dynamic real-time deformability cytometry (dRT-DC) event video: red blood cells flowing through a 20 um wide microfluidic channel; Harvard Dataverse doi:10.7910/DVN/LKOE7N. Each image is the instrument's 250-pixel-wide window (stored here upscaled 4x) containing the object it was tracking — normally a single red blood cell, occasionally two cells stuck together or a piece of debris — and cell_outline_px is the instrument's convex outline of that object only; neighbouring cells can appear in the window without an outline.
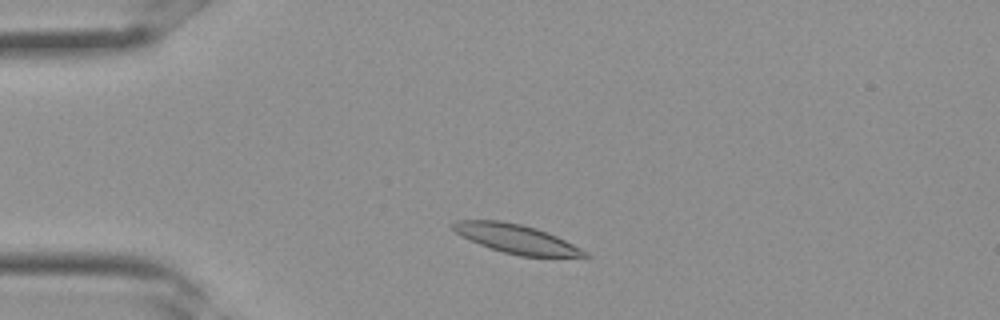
{"species": "Egyptian fruit bat (a non-hibernating species)", "species_latin": "Rousettus aegyptiacus", "temperature_condition": "room temperature", "stored_images_in_passage": 29, "camera_frame_rate_fps": 3000, "um_per_image_px": 0.085, "frame": {"image": 1, "passage_image": 4, "time_ms": 1.0, "image_size_px": [1000, 320], "cell_outline_px": [[592, 256], [588, 260], [520, 256], [504, 252], [480, 244], [456, 232], [448, 224], [456, 220], [500, 220], [520, 224], [536, 228], [548, 232], [580, 248]], "centroid_in_image_um": [44.04, 20.35], "position_along_channel_um": 41.0, "area_um2": 22.77}}
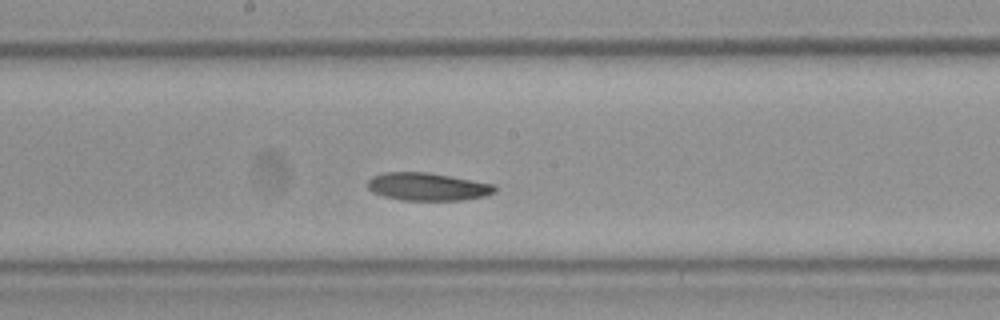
{"frame": {"image": 2, "passage_image": 14, "time_ms": 4.333, "image_size_px": [1000, 320], "cell_outline_px": [[496, 192], [484, 196], [464, 200], [400, 200], [384, 196], [372, 192], [368, 188], [368, 180], [372, 176], [384, 172], [428, 172], [496, 184]], "centroid_in_image_um": [36.36, 15.86], "position_along_channel_um": 211.8, "area_um2": 20.75}}
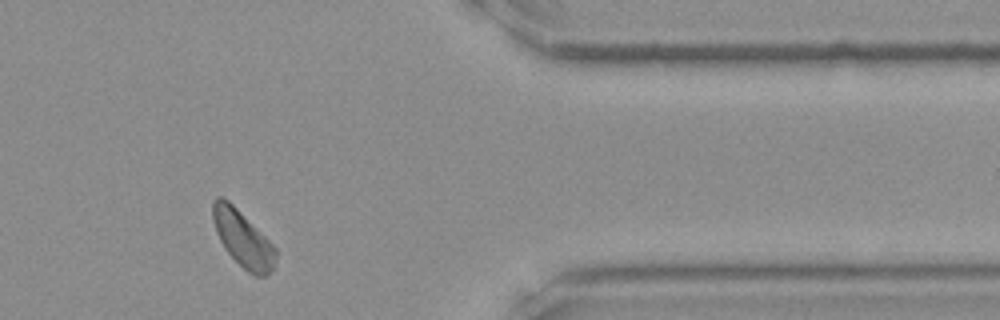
{"frame": {"image": 3, "passage_image": 24, "time_ms": 7.667, "image_size_px": [1000, 320], "cell_outline_px": [[276, 260], [272, 272], [268, 276], [256, 276], [248, 272], [228, 252], [220, 240], [216, 232], [212, 220], [212, 200], [216, 196], [220, 196], [228, 200], [276, 248]], "centroid_in_image_um": [20.63, 20.3], "position_along_channel_um": 390.8, "area_um2": 20.29}}